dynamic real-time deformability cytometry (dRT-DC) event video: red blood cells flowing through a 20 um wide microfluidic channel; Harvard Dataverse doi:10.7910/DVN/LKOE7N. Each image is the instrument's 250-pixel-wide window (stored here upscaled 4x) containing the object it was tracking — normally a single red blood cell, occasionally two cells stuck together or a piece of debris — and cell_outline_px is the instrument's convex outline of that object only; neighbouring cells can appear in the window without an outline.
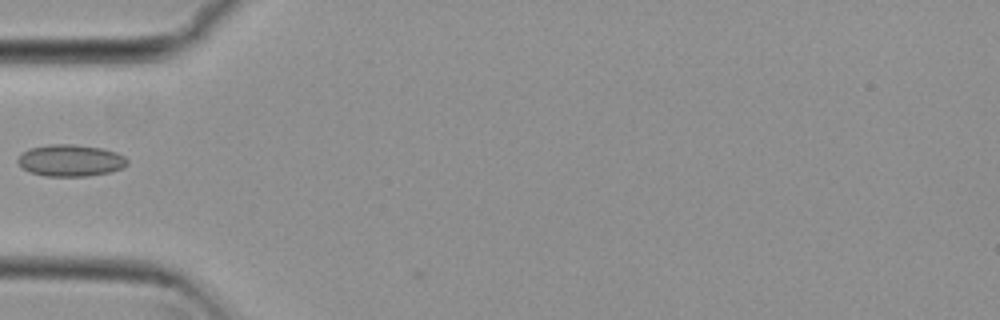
{"species": "common noctule bat (a hibernating species)", "species_latin": "Nyctalus noctula", "temperature_condition": "cold", "stored_images_in_passage": 2, "camera_frame_rate_fps": 3000, "um_per_image_px": 0.085, "animal": {"sex": "female", "body_mass_g": 29.2, "forearm_length_mm": 56.3}, "frame": {"image": 1, "passage_image": 1, "time_ms": 0.0, "image_size_px": [1000, 320], "cell_outline_px": [[128, 164], [120, 168], [108, 172], [88, 176], [44, 176], [28, 172], [16, 160], [28, 148], [48, 144], [72, 144], [100, 148], [116, 152], [124, 156], [128, 160]], "centroid_in_image_um": [5.97, 13.64], "position_along_channel_um": 79.0, "area_um2": 20.17}}